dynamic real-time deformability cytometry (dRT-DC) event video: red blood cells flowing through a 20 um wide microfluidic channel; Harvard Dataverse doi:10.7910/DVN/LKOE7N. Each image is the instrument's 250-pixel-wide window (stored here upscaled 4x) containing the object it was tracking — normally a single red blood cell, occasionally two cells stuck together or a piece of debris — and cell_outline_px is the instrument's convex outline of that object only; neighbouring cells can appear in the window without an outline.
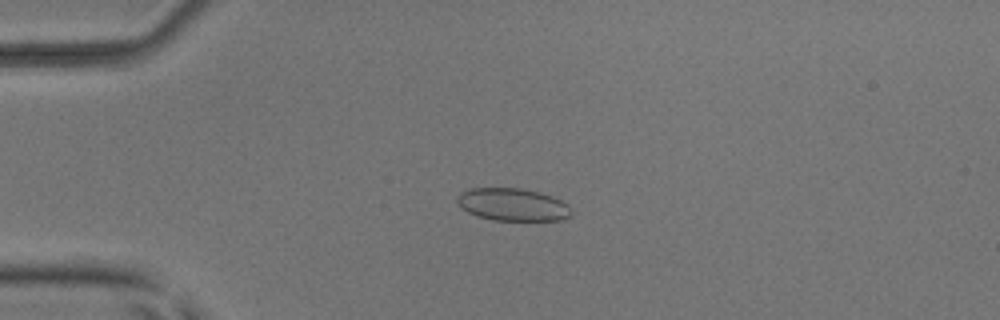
{"species": "common noctule bat (a hibernating species)", "species_latin": "Nyctalus noctula", "temperature_condition": "room temperature", "stored_images_in_passage": 5, "camera_frame_rate_fps": 3000, "um_per_image_px": 0.085, "animal": {"sex": "male", "body_mass_g": 17.9, "forearm_length_mm": 54.2}, "frame": {"image": 1, "passage_image": 4, "time_ms": 1.0, "image_size_px": [1000, 320], "cell_outline_px": [[572, 212], [564, 220], [496, 220], [476, 216], [468, 212], [456, 200], [456, 196], [460, 192], [472, 188], [520, 188], [540, 192], [552, 196], [568, 204]], "centroid_in_image_um": [43.59, 17.38], "position_along_channel_um": 41.4, "area_um2": 21.62}}